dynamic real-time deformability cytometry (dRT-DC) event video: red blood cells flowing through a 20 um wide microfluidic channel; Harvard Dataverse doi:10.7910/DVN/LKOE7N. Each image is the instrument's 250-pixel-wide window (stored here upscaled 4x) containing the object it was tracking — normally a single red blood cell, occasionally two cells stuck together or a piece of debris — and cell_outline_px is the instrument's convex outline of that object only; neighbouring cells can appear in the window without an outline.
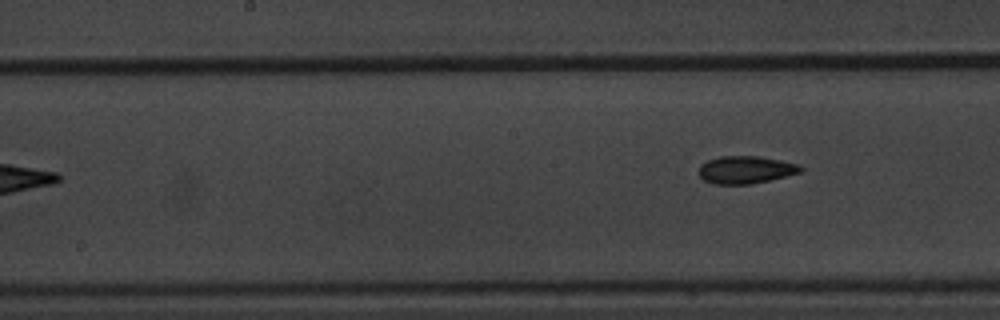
{"species": "common noctule bat (a hibernating species)", "species_latin": "Nyctalus noctula", "temperature_condition": "warm", "stored_images_in_passage": 10, "camera_frame_rate_fps": 3000, "um_per_image_px": 0.085, "animal": {"sex": "male", "body_mass_g": 20.1, "forearm_length_mm": 53.5}, "frame": {"image": 1, "passage_image": 10, "time_ms": 3.0, "image_size_px": [1000, 320], "cell_outline_px": [[804, 168], [800, 172], [752, 184], [712, 184], [704, 180], [700, 176], [700, 164], [708, 160], [720, 156], [756, 156], [780, 160], [800, 164]], "centroid_in_image_um": [63.37, 14.43], "position_along_channel_um": 184.8, "area_um2": 16.24}}